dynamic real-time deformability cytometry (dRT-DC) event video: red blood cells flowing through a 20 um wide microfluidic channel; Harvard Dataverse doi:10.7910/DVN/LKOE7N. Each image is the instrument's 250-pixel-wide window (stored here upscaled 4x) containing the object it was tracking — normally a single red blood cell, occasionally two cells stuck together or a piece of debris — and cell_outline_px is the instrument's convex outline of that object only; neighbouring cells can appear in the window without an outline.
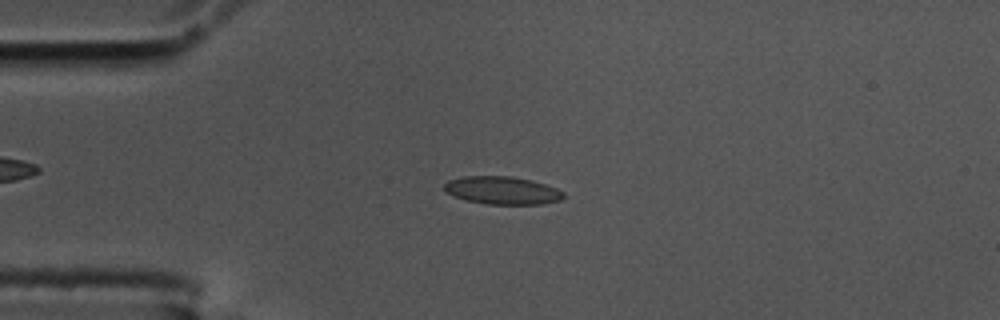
{"species": "common noctule bat (a hibernating species)", "species_latin": "Nyctalus noctula", "temperature_condition": "cold", "stored_images_in_passage": 57, "camera_frame_rate_fps": 3000, "um_per_image_px": 0.085, "animal": {"sex": "male", "body_mass_g": 17.5, "forearm_length_mm": 52.3}, "frame": {"image": 1, "passage_image": 14, "time_ms": 4.333, "image_size_px": [1000, 320], "cell_outline_px": [[564, 196], [560, 200], [540, 204], [488, 204], [468, 200], [444, 192], [444, 184], [448, 180], [464, 176], [512, 176], [532, 180], [556, 188], [564, 192]], "centroid_in_image_um": [42.69, 16.17], "position_along_channel_um": 42.3, "area_um2": 19.25}}
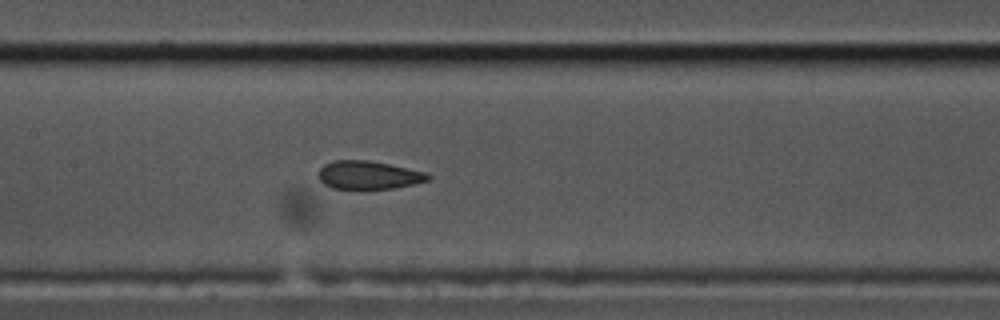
{"frame": {"image": 2, "passage_image": 27, "time_ms": 8.667, "image_size_px": [1000, 320], "cell_outline_px": [[432, 176], [428, 180], [396, 188], [332, 188], [324, 184], [316, 176], [320, 168], [324, 164], [336, 160], [368, 160], [388, 164], [424, 172]], "centroid_in_image_um": [31.28, 14.87], "position_along_channel_um": 176.1, "area_um2": 17.8}}
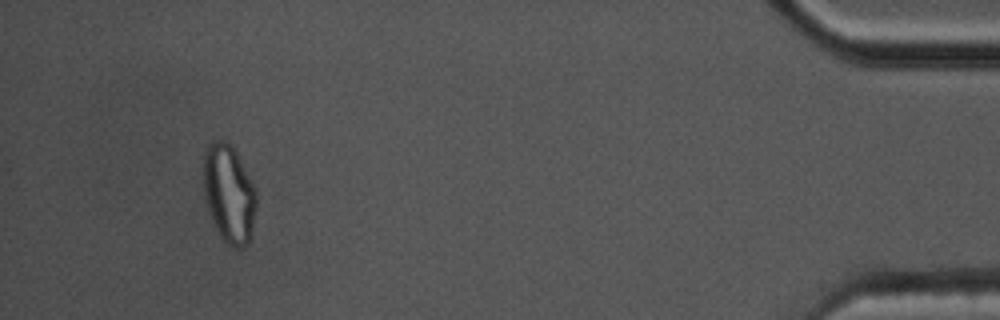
{"frame": {"image": 3, "passage_image": 53, "time_ms": 17.333, "image_size_px": [1000, 320], "cell_outline_px": [[256, 208], [252, 236], [248, 244], [240, 248], [232, 248], [220, 236], [212, 220], [204, 196], [204, 148], [212, 140], [224, 140], [232, 144], [256, 188]], "centroid_in_image_um": [19.48, 16.46], "position_along_channel_um": 415.7, "area_um2": 30.63}, "authors_computed_cell_mechanics": {"area_um2": 19.0162, "velocity_mm_per_s": 3.5616, "shape_relaxation_time_tau1_ms": null, "shape_relaxation_time_tau2_ms": 1.4937, "deformation_change_tau1": null, "deformation_change_tau2": 0.0744}}